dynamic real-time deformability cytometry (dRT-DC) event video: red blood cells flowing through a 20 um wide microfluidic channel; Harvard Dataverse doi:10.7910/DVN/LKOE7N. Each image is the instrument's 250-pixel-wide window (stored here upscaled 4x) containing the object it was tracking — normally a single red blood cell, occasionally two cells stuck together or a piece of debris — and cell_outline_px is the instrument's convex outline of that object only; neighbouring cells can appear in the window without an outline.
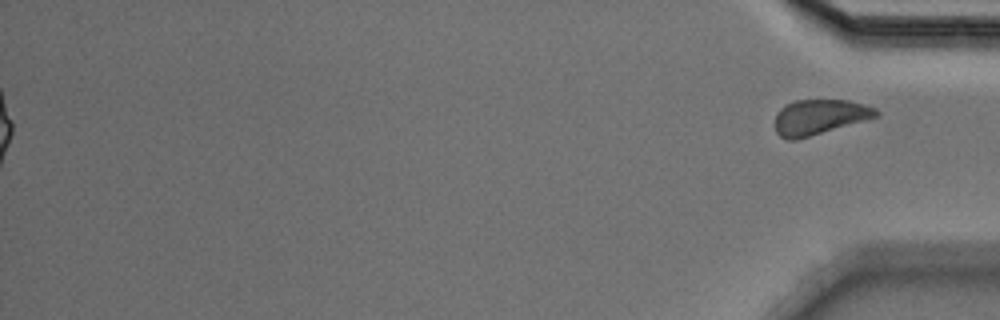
{"species": "Egyptian fruit bat (a non-hibernating species)", "species_latin": "Rousettus aegyptiacus", "temperature_condition": "cold", "stored_images_in_passage": 46, "segment_of_instrument_passage": [2, 2], "camera_frame_rate_fps": 3000, "um_per_image_px": 0.085, "animal": {"sex": "male"}, "frame": {"image": 1, "passage_image": 46, "time_ms": 15.0, "image_size_px": [1000, 320], "cell_outline_px": [[880, 116], [868, 120], [796, 140], [788, 140], [780, 136], [776, 132], [776, 112], [784, 104], [796, 100], [848, 100], [864, 104], [876, 108], [880, 112]], "centroid_in_image_um": [69.68, 9.94], "position_along_channel_um": 365.5, "area_um2": 20.98}}